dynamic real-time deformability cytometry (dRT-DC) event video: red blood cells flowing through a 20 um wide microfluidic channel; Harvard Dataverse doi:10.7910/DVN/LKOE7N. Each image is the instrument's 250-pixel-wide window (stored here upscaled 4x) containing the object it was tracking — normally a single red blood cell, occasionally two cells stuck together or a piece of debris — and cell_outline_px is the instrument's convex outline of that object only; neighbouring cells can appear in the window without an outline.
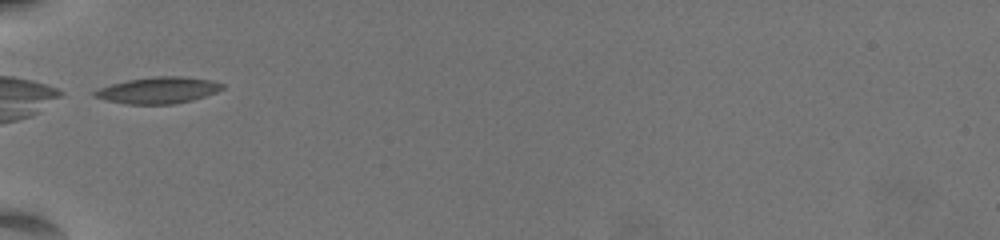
{"species": "common noctule bat (a hibernating species)", "species_latin": "Nyctalus noctula", "temperature_condition": "warm", "stored_images_in_passage": 17, "camera_frame_rate_fps": 3000, "um_per_image_px": 0.085, "animal": {"sex": "female", "body_mass_g": 19.5, "forearm_length_mm": 54.1}, "frame": {"image": 1, "passage_image": 1, "time_ms": 0.0, "image_size_px": [1000, 240], "cell_outline_px": [[224, 88], [216, 92], [192, 100], [176, 104], [124, 104], [104, 100], [92, 96], [92, 92], [100, 88], [112, 84], [128, 80], [160, 76], [180, 76], [212, 80], [224, 84]], "centroid_in_image_um": [13.44, 7.68], "position_along_channel_um": 71.6, "area_um2": 19.65}}